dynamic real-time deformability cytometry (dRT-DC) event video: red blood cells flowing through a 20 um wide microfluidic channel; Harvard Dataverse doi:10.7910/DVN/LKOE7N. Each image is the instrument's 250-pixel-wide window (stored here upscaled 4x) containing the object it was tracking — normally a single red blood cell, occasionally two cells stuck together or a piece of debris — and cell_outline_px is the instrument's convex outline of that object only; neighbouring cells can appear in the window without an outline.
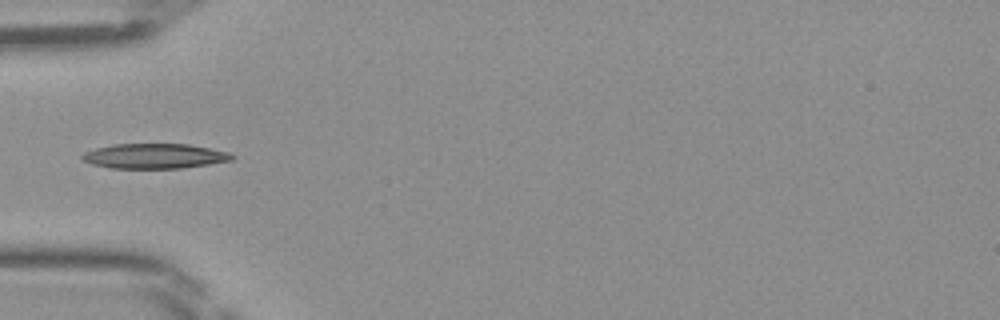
{"species": "Egyptian fruit bat (a non-hibernating species)", "species_latin": "Rousettus aegyptiacus", "temperature_condition": "room temperature", "stored_images_in_passage": 32, "camera_frame_rate_fps": 3000, "um_per_image_px": 0.085, "frame": {"image": 1, "passage_image": 1, "time_ms": 0.0, "image_size_px": [1000, 320], "cell_outline_px": [[236, 156], [232, 160], [208, 164], [180, 168], [108, 168], [92, 164], [84, 160], [80, 156], [84, 152], [96, 148], [112, 144], [188, 144], [228, 152]], "centroid_in_image_um": [13.11, 13.26], "position_along_channel_um": 71.9, "area_um2": 21.68}}
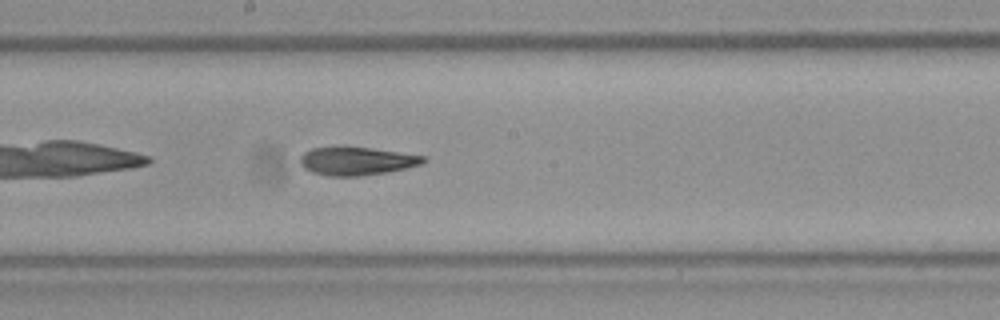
{"frame": {"image": 2, "passage_image": 11, "time_ms": 3.333, "image_size_px": [1000, 320], "cell_outline_px": [[428, 160], [424, 164], [384, 172], [356, 176], [328, 176], [312, 172], [304, 168], [300, 164], [300, 156], [304, 152], [312, 148], [372, 148], [428, 156]], "centroid_in_image_um": [30.36, 13.69], "position_along_channel_um": 217.8, "area_um2": 20.0}}
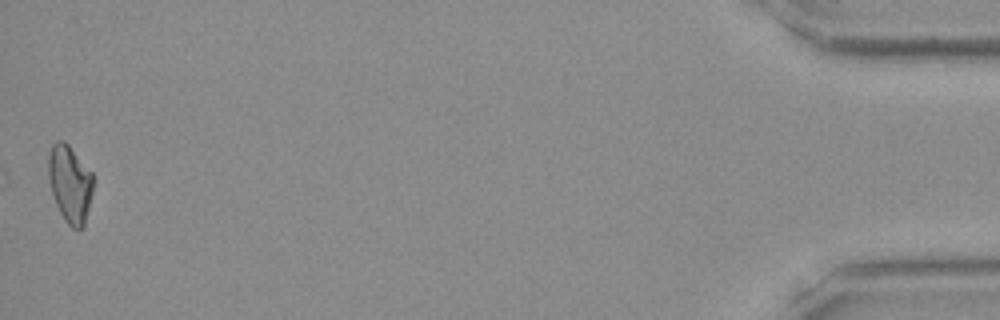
{"frame": {"image": 3, "passage_image": 32, "time_ms": 10.333, "image_size_px": [1000, 320], "cell_outline_px": [[92, 192], [84, 228], [72, 228], [64, 220], [56, 204], [52, 192], [48, 176], [48, 152], [52, 144], [56, 140], [64, 140], [68, 144], [92, 172]], "centroid_in_image_um": [5.93, 15.6], "position_along_channel_um": 429.3, "area_um2": 20.17}}